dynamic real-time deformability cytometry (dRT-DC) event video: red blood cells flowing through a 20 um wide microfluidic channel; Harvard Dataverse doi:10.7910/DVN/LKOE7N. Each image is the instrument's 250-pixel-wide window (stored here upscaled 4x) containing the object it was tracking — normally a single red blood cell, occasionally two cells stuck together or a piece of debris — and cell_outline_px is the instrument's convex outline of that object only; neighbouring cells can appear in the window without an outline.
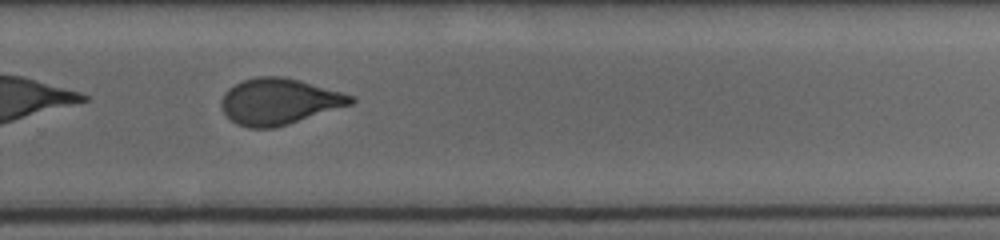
{"species": "human", "species_latin": "Homo sapiens", "temperature_condition": "cold", "stored_images_in_passage": 39, "camera_frame_rate_fps": 3000, "um_per_image_px": 0.085, "donor": {"sex": "female"}, "frame": {"image": 1, "passage_image": 28, "time_ms": 9.0, "image_size_px": [1000, 240], "cell_outline_px": [[356, 100], [352, 104], [288, 124], [272, 128], [248, 128], [236, 124], [220, 108], [220, 100], [224, 92], [228, 88], [244, 80], [256, 76], [284, 76], [300, 80], [356, 96]], "centroid_in_image_um": [23.71, 8.62], "position_along_channel_um": 306.1, "area_um2": 34.91}}